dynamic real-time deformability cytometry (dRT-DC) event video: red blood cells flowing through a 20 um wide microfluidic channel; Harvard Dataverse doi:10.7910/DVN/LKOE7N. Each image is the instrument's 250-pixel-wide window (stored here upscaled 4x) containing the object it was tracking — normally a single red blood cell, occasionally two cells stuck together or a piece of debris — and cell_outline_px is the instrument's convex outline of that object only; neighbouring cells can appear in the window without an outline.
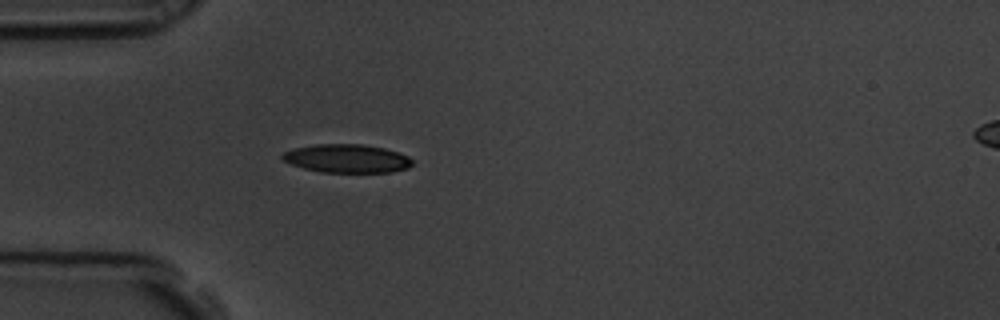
{"species": "common noctule bat (a hibernating species)", "species_latin": "Nyctalus noctula", "temperature_condition": "room temperature", "stored_images_in_passage": 4, "camera_frame_rate_fps": 3000, "um_per_image_px": 0.085, "animal": {"sex": "male", "body_mass_g": 19.5, "forearm_length_mm": 54.6}, "frame": {"image": 1, "passage_image": 4, "time_ms": 1.0, "image_size_px": [1000, 320], "cell_outline_px": [[412, 164], [408, 168], [392, 172], [320, 172], [304, 168], [292, 164], [284, 160], [280, 156], [284, 152], [292, 148], [316, 144], [364, 144], [384, 148], [408, 156], [412, 160]], "centroid_in_image_um": [29.48, 13.47], "position_along_channel_um": 55.5, "area_um2": 21.5}}